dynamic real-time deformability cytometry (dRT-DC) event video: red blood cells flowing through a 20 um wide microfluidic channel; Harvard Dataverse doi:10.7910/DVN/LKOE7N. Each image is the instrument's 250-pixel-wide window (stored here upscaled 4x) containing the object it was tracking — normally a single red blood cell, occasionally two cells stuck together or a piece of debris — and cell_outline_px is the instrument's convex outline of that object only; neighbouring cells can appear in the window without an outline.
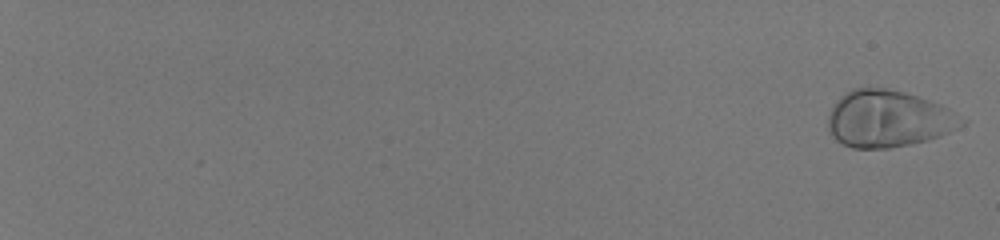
{"species": "human", "species_latin": "Homo sapiens", "temperature_condition": "room temperature", "stored_images_in_passage": 56, "camera_frame_rate_fps": 3000, "um_per_image_px": 0.085, "donor": {"sex": "male"}, "frame": {"image": 1, "passage_image": 1, "time_ms": 0.0, "image_size_px": [1000, 240], "cell_outline_px": [[968, 120], [964, 124], [940, 136], [928, 140], [888, 148], [852, 148], [836, 140], [828, 132], [828, 116], [832, 104], [836, 100], [852, 88], [888, 88], [904, 92], [940, 104], [948, 108]], "centroid_in_image_um": [75.48, 10.1], "position_along_channel_um": 9.5, "area_um2": 44.27}}
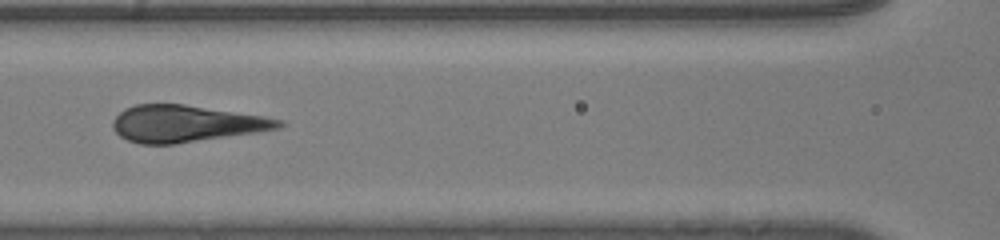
{"frame": {"image": 2, "passage_image": 32, "time_ms": 10.333, "image_size_px": [1000, 240], "cell_outline_px": [[284, 124], [280, 128], [256, 132], [172, 144], [140, 144], [128, 140], [120, 136], [112, 128], [112, 120], [124, 108], [136, 104], [184, 104], [264, 116], [284, 120]], "centroid_in_image_um": [15.78, 10.5], "position_along_channel_um": 150.8, "area_um2": 35.37}}
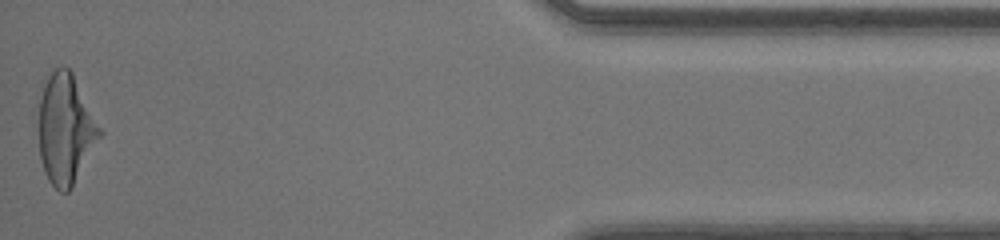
{"frame": {"image": 3, "passage_image": 56, "time_ms": 18.333, "image_size_px": [1000, 240], "cell_outline_px": [[104, 132], [72, 188], [68, 192], [60, 192], [48, 180], [44, 172], [40, 160], [40, 100], [48, 76], [56, 68], [64, 64], [72, 72]], "centroid_in_image_um": [5.61, 11.0], "position_along_channel_um": 429.6, "area_um2": 39.02}}